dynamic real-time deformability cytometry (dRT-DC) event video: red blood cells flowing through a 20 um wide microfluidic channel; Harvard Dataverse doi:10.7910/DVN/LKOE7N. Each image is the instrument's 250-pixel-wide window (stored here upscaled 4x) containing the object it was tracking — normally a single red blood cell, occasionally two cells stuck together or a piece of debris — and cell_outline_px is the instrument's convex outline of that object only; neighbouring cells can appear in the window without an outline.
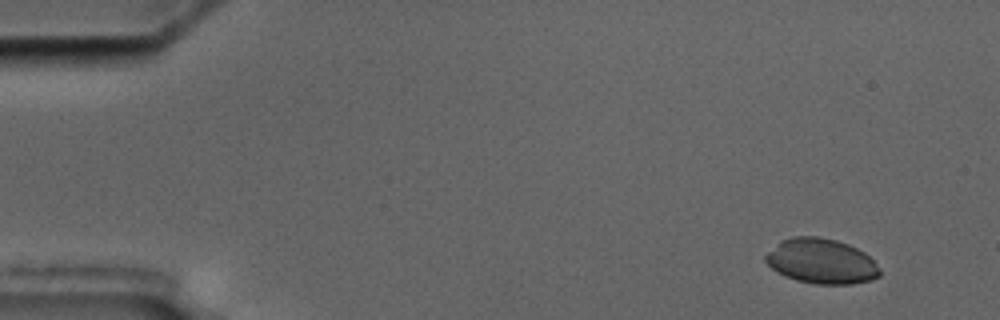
{"species": "common noctule bat (a hibernating species)", "species_latin": "Nyctalus noctula", "temperature_condition": "cold", "stored_images_in_passage": 6, "camera_frame_rate_fps": 3000, "um_per_image_px": 0.085, "animal": {"sex": "male", "body_mass_g": 17.5, "forearm_length_mm": 52.3}, "frame": {"image": 1, "passage_image": 1, "time_ms": 0.0, "image_size_px": [1000, 320], "cell_outline_px": [[880, 276], [872, 280], [852, 284], [816, 284], [796, 280], [784, 276], [776, 272], [764, 260], [764, 256], [780, 240], [792, 236], [820, 236], [836, 240], [848, 244], [864, 252], [880, 268]], "centroid_in_image_um": [69.8, 22.2], "position_along_channel_um": 15.2, "area_um2": 30.17}}
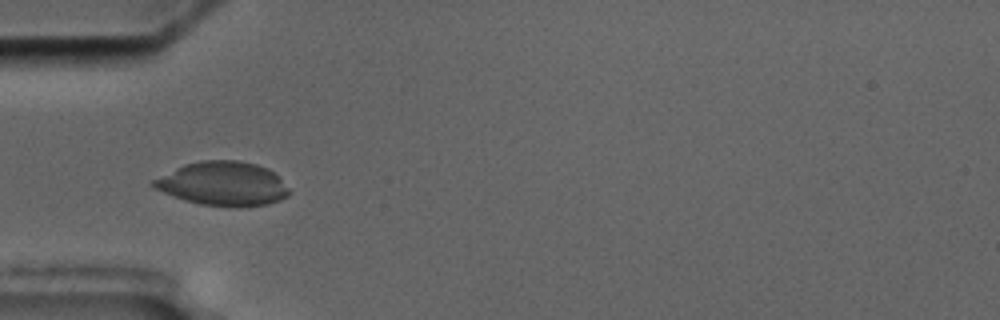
{"frame": {"image": 2, "passage_image": 5, "time_ms": 4.667, "image_size_px": [1000, 320], "cell_outline_px": [[292, 192], [288, 196], [280, 200], [268, 204], [200, 204], [184, 200], [164, 192], [148, 184], [152, 180], [184, 164], [200, 160], [240, 160], [256, 164], [268, 168], [280, 176]], "centroid_in_image_um": [18.97, 15.57], "position_along_channel_um": 66.0, "area_um2": 34.22}}
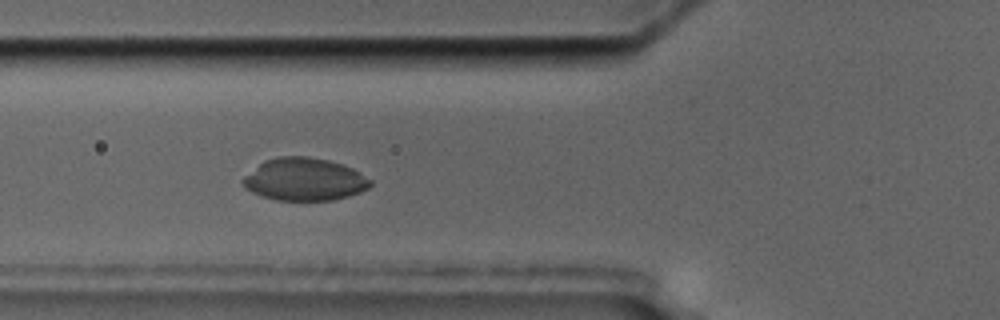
{"frame": {"image": 3, "passage_image": 6, "time_ms": 5.667, "image_size_px": [1000, 320], "cell_outline_px": [[372, 184], [368, 188], [360, 192], [348, 196], [332, 200], [276, 200], [260, 196], [244, 188], [240, 184], [240, 180], [244, 176], [264, 160], [280, 156], [308, 156], [328, 160], [352, 168], [360, 172], [372, 180]], "centroid_in_image_um": [25.84, 15.25], "position_along_channel_um": 100.0, "area_um2": 31.85}}